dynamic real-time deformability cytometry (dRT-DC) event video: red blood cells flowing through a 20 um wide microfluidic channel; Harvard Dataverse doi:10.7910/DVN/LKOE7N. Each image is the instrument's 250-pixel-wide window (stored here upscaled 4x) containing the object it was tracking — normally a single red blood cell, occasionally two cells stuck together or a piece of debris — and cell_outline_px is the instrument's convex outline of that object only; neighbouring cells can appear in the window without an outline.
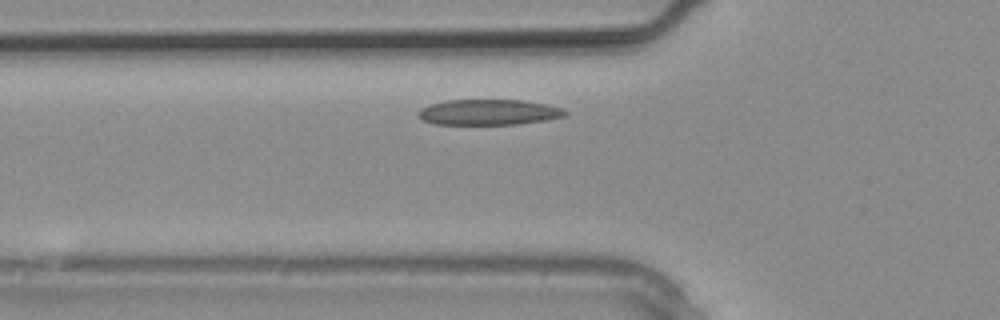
{"species": "common noctule bat (a hibernating species)", "species_latin": "Nyctalus noctula", "temperature_condition": "warm", "stored_images_in_passage": 9, "camera_frame_rate_fps": 3000, "um_per_image_px": 0.085, "animal": {"sex": "male", "body_mass_g": 20.4}, "frame": {"image": 1, "passage_image": 3, "time_ms": 0.667, "image_size_px": [1000, 320], "cell_outline_px": [[568, 116], [520, 124], [432, 124], [424, 120], [416, 112], [420, 108], [428, 104], [444, 100], [524, 100], [564, 108], [568, 112]], "centroid_in_image_um": [41.54, 9.53], "position_along_channel_um": 84.3, "area_um2": 22.08}}